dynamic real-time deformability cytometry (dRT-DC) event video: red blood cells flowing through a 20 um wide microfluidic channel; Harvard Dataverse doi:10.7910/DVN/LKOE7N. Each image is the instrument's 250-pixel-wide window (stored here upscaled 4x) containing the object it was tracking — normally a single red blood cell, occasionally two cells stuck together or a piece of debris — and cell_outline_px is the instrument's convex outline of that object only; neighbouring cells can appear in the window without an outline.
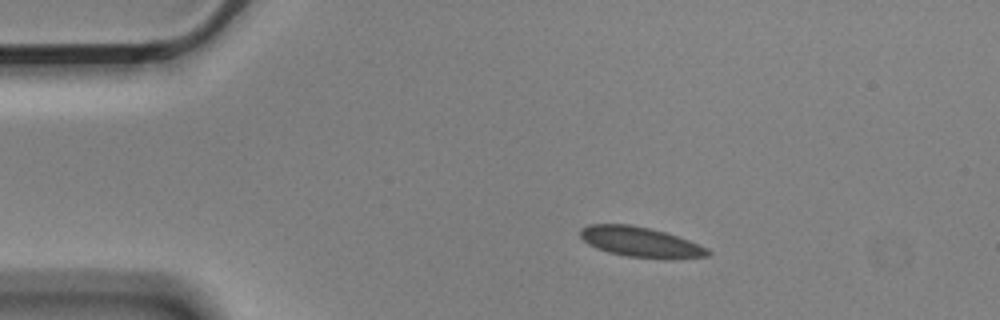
{"species": "Egyptian fruit bat (a non-hibernating species)", "species_latin": "Rousettus aegyptiacus", "temperature_condition": "cold", "stored_images_in_passage": 2, "camera_frame_rate_fps": 3000, "um_per_image_px": 0.085, "animal": {"sex": "male"}, "frame": {"image": 1, "passage_image": 1, "time_ms": 0.0, "image_size_px": [1000, 320], "cell_outline_px": [[712, 252], [708, 256], [628, 256], [608, 252], [596, 248], [588, 244], [580, 236], [580, 228], [588, 224], [628, 224], [648, 228], [664, 232], [688, 240], [708, 248]], "centroid_in_image_um": [54.32, 20.52], "position_along_channel_um": 30.7, "area_um2": 21.33}}